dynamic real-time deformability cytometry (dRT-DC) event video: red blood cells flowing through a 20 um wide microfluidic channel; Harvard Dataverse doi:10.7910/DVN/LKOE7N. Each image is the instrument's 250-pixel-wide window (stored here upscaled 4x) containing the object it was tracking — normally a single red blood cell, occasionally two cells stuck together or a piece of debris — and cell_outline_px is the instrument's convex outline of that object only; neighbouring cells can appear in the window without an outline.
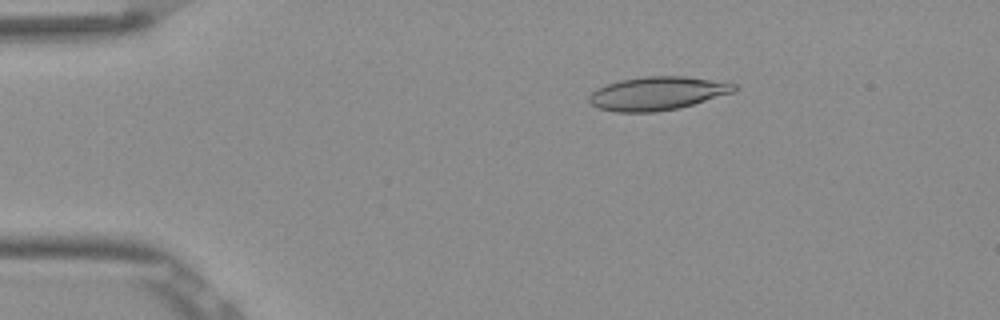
{"species": "Egyptian fruit bat (a non-hibernating species)", "species_latin": "Rousettus aegyptiacus", "temperature_condition": "room temperature", "stored_images_in_passage": 44, "camera_frame_rate_fps": 3000, "um_per_image_px": 0.085, "frame": {"image": 1, "passage_image": 1, "time_ms": 0.0, "image_size_px": [1000, 320], "cell_outline_px": [[736, 88], [732, 92], [692, 104], [676, 108], [656, 112], [612, 112], [596, 108], [588, 100], [588, 96], [596, 88], [620, 80], [644, 76], [688, 76], [736, 84]], "centroid_in_image_um": [55.8, 7.94], "position_along_channel_um": 29.2, "area_um2": 28.09}}
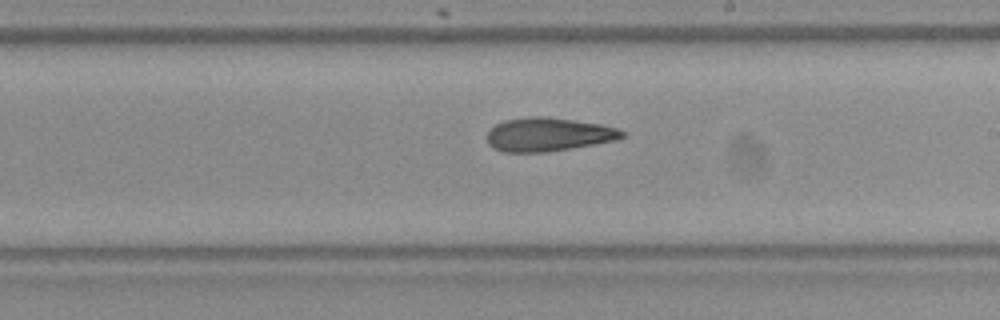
{"frame": {"image": 2, "passage_image": 22, "time_ms": 7.0, "image_size_px": [1000, 320], "cell_outline_px": [[628, 136], [616, 140], [544, 152], [504, 152], [492, 148], [488, 144], [488, 132], [496, 124], [504, 120], [528, 116], [548, 116], [576, 120], [600, 124], [616, 128], [624, 132]], "centroid_in_image_um": [46.59, 11.41], "position_along_channel_um": 242.4, "area_um2": 26.41}}
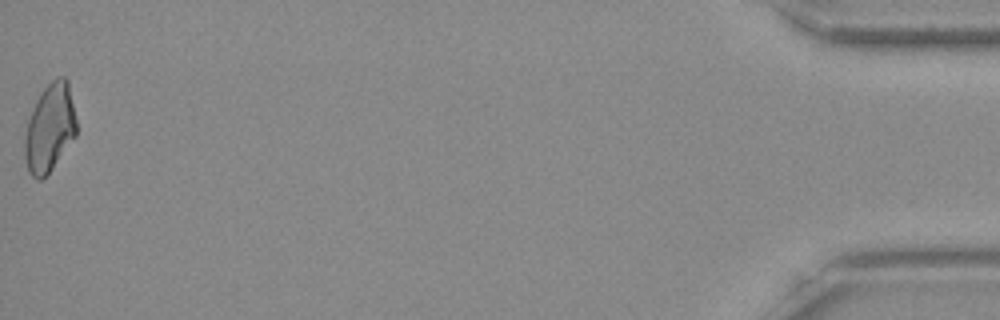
{"frame": {"image": 3, "passage_image": 44, "time_ms": 14.333, "image_size_px": [1000, 320], "cell_outline_px": [[76, 136], [52, 168], [40, 180], [36, 180], [28, 172], [24, 156], [24, 136], [28, 120], [32, 108], [40, 92], [56, 76], [64, 76], [68, 80], [76, 120]], "centroid_in_image_um": [4.21, 10.86], "position_along_channel_um": 431.0, "area_um2": 26.65}, "authors_computed_cell_mechanics": {"area_um2": 26.7036, "velocity_mm_per_s": 3.8856, "shape_relaxation_time_tau1_ms": 7.2066, "shape_relaxation_time_tau2_ms": 4.0354, "deformation_change_tau1": 0.1833, "deformation_change_tau2": 0.1345}}